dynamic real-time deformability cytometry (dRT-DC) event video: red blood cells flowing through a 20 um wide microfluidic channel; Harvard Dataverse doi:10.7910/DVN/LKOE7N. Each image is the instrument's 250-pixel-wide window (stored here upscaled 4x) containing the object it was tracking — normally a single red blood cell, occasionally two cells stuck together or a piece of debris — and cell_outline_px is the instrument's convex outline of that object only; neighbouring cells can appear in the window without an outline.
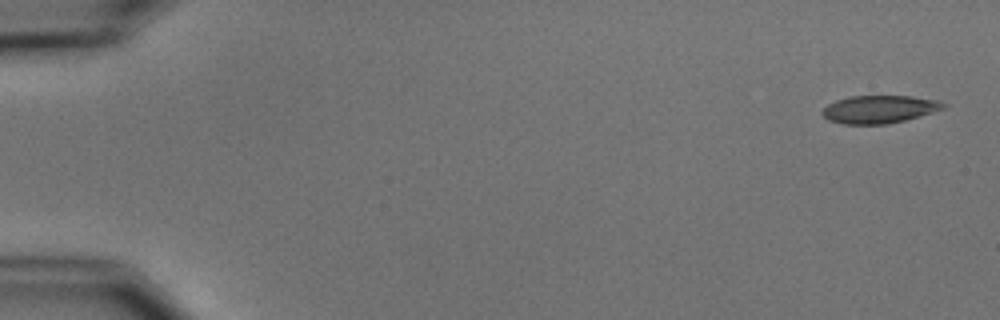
{"species": "common noctule bat (a hibernating species)", "species_latin": "Nyctalus noctula", "temperature_condition": "cold", "stored_images_in_passage": 5, "camera_frame_rate_fps": 3000, "um_per_image_px": 0.085, "animal": {"sex": "male", "body_mass_g": 15.6}, "frame": {"image": 1, "passage_image": 1, "time_ms": 0.0, "image_size_px": [1000, 320], "cell_outline_px": [[948, 104], [944, 108], [920, 116], [904, 120], [884, 124], [844, 124], [828, 120], [820, 112], [828, 104], [836, 100], [848, 96], [912, 96], [940, 100]], "centroid_in_image_um": [74.75, 9.28], "position_along_channel_um": 10.3, "area_um2": 19.65}}
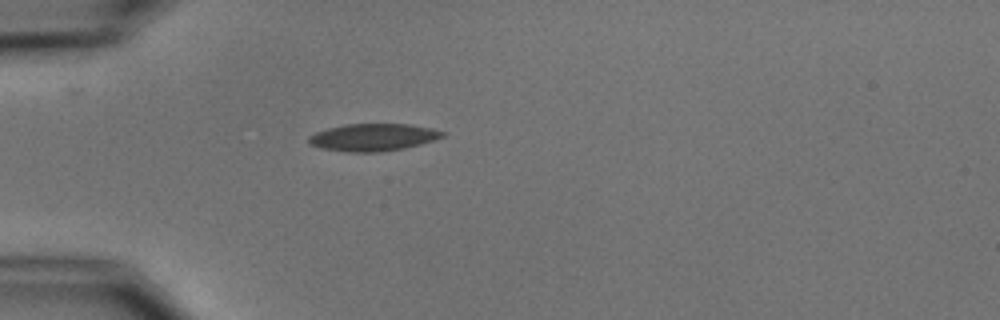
{"frame": {"image": 2, "passage_image": 5, "time_ms": 4.667, "image_size_px": [1000, 320], "cell_outline_px": [[444, 136], [420, 144], [404, 148], [380, 152], [348, 152], [320, 148], [312, 144], [308, 140], [308, 136], [316, 132], [328, 128], [344, 124], [408, 124], [432, 128], [444, 132]], "centroid_in_image_um": [31.69, 11.67], "position_along_channel_um": 53.3, "area_um2": 21.15}}